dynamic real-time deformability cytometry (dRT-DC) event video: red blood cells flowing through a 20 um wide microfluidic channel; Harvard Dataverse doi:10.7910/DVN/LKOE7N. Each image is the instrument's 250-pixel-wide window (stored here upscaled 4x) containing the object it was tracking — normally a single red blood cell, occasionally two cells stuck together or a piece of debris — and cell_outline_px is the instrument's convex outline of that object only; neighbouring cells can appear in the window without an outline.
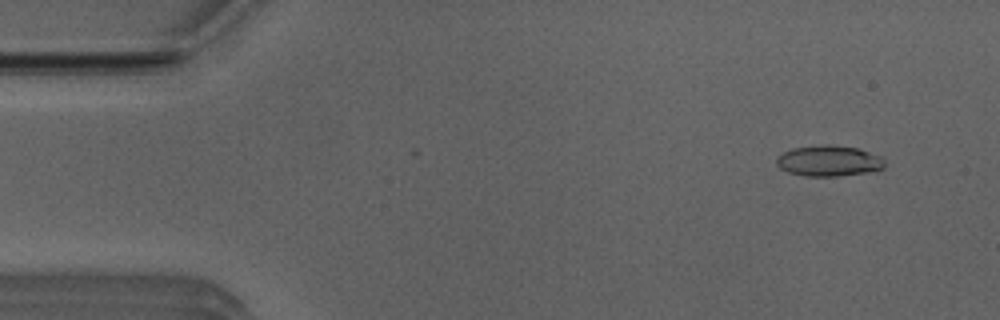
{"species": "Egyptian fruit bat (a non-hibernating species)", "species_latin": "Rousettus aegyptiacus", "temperature_condition": "room temperature", "stored_images_in_passage": 51, "camera_frame_rate_fps": 3000, "um_per_image_px": 0.085, "animal": {"sex": "male"}, "frame": {"image": 1, "passage_image": 4, "time_ms": 1.0, "image_size_px": [1000, 320], "cell_outline_px": [[884, 168], [868, 172], [836, 176], [804, 176], [788, 172], [780, 168], [776, 164], [776, 156], [784, 152], [796, 148], [828, 144], [856, 148], [880, 156], [884, 160]], "centroid_in_image_um": [70.43, 13.68], "position_along_channel_um": 14.6, "area_um2": 19.19}}
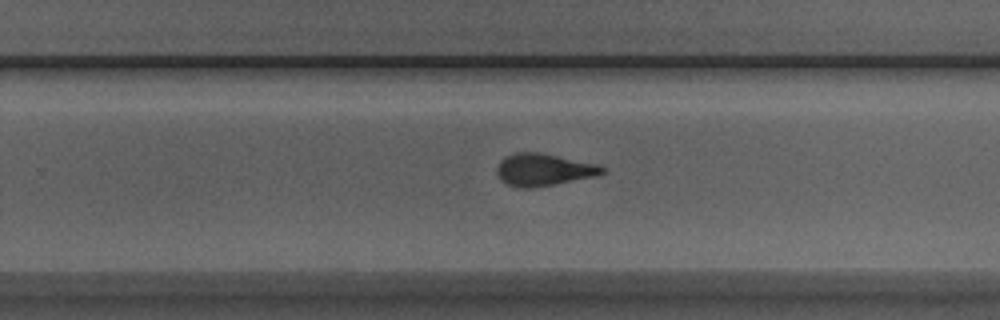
{"frame": {"image": 2, "passage_image": 32, "time_ms": 10.333, "image_size_px": [1000, 320], "cell_outline_px": [[608, 168], [604, 172], [596, 176], [532, 188], [520, 188], [508, 184], [500, 180], [496, 172], [496, 168], [500, 160], [504, 156], [516, 152], [540, 152], [596, 164]], "centroid_in_image_um": [46.17, 14.42], "position_along_channel_um": 283.6, "area_um2": 19.83}}
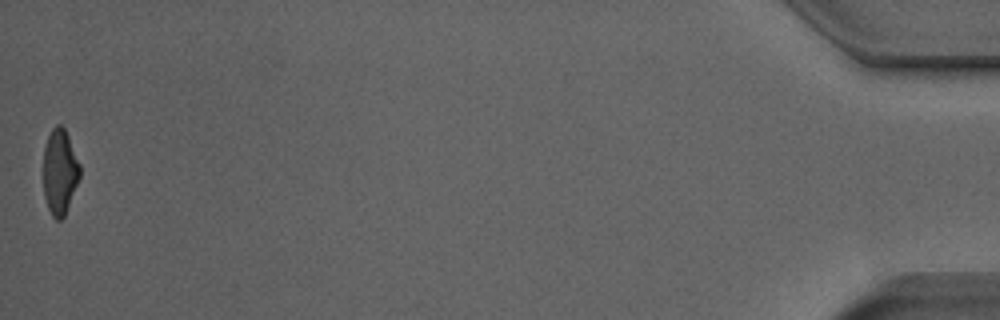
{"frame": {"image": 3, "passage_image": 51, "time_ms": 16.667, "image_size_px": [1000, 320], "cell_outline_px": [[80, 176], [64, 216], [60, 220], [56, 220], [52, 216], [48, 208], [44, 196], [44, 148], [48, 136], [52, 128], [56, 124], [60, 124], [64, 128], [68, 136], [80, 164]], "centroid_in_image_um": [5.08, 14.59], "position_along_channel_um": 430.1, "area_um2": 17.98}, "authors_computed_cell_mechanics": {"area_um2": 19.5942, "velocity_mm_per_s": 3.9718, "shape_relaxation_time_tau1_ms": 5.2707, "shape_relaxation_time_tau2_ms": 1.6838, "deformation_change_tau1": 0.1992, "deformation_change_tau2": 0.1069}}